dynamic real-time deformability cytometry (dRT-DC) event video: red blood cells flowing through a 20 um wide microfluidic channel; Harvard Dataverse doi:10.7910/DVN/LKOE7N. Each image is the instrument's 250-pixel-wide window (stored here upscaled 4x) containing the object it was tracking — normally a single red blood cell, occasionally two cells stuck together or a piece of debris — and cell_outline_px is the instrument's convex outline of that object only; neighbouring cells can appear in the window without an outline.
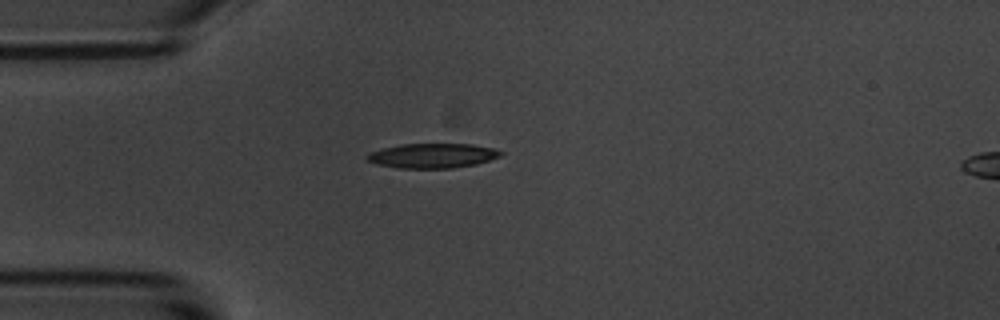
{"species": "common noctule bat (a hibernating species)", "species_latin": "Nyctalus noctula", "temperature_condition": "room temperature", "stored_images_in_passage": 10, "camera_frame_rate_fps": 3000, "um_per_image_px": 0.085, "animal": {"sex": "male", "body_mass_g": 20.1, "forearm_length_mm": 53.5}, "frame": {"image": 1, "passage_image": 1, "time_ms": 0.0, "image_size_px": [1000, 320], "cell_outline_px": [[504, 152], [500, 156], [476, 164], [452, 168], [396, 168], [376, 164], [368, 160], [364, 156], [368, 152], [400, 144], [472, 144], [492, 148]], "centroid_in_image_um": [36.72, 13.23], "position_along_channel_um": 48.3, "area_um2": 19.19}}
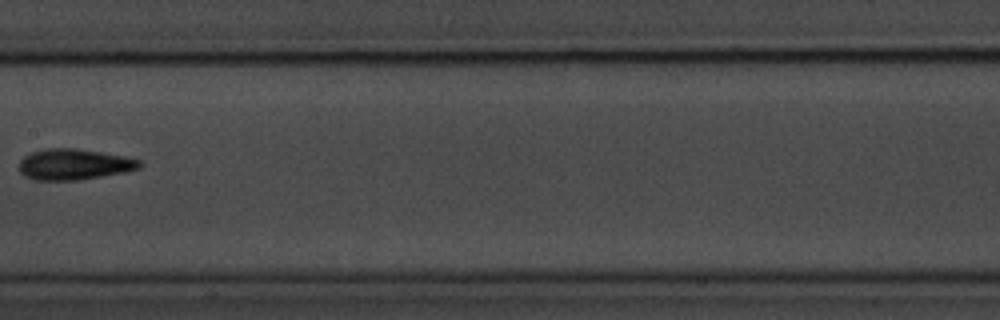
{"frame": {"image": 2, "passage_image": 5, "time_ms": 4.667, "image_size_px": [1000, 320], "cell_outline_px": [[140, 168], [128, 172], [76, 180], [36, 180], [24, 176], [20, 172], [20, 160], [24, 156], [32, 152], [44, 148], [76, 148], [124, 156], [140, 160]], "centroid_in_image_um": [6.29, 13.97], "position_along_channel_um": 201.1, "area_um2": 21.68}}
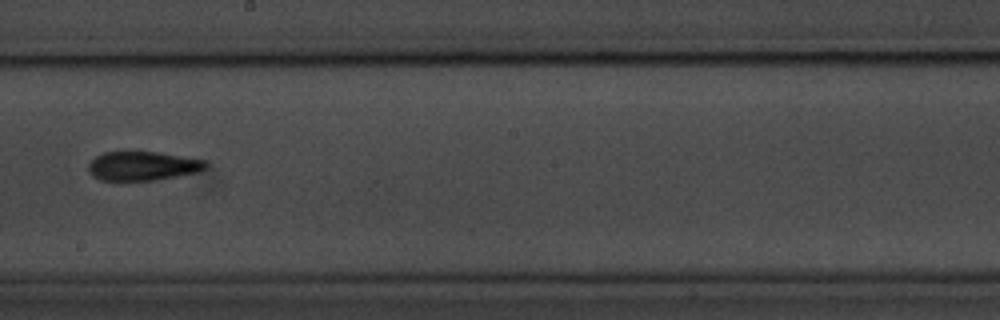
{"frame": {"image": 3, "passage_image": 6, "time_ms": 5.667, "image_size_px": [1000, 320], "cell_outline_px": [[208, 168], [200, 172], [156, 180], [100, 180], [92, 176], [88, 172], [88, 164], [96, 156], [104, 152], [160, 152], [208, 160]], "centroid_in_image_um": [12.19, 14.1], "position_along_channel_um": 236.0, "area_um2": 20.17}, "authors_computed_cell_mechanics": {"area_um2": 20.2589, "velocity_mm_per_s": 3.5244, "shape_relaxation_time_tau1_ms": 3.8875, "shape_relaxation_time_tau2_ms": 3.9481, "deformation_change_tau1": 0.1368, "deformation_change_tau2": 0.135}}